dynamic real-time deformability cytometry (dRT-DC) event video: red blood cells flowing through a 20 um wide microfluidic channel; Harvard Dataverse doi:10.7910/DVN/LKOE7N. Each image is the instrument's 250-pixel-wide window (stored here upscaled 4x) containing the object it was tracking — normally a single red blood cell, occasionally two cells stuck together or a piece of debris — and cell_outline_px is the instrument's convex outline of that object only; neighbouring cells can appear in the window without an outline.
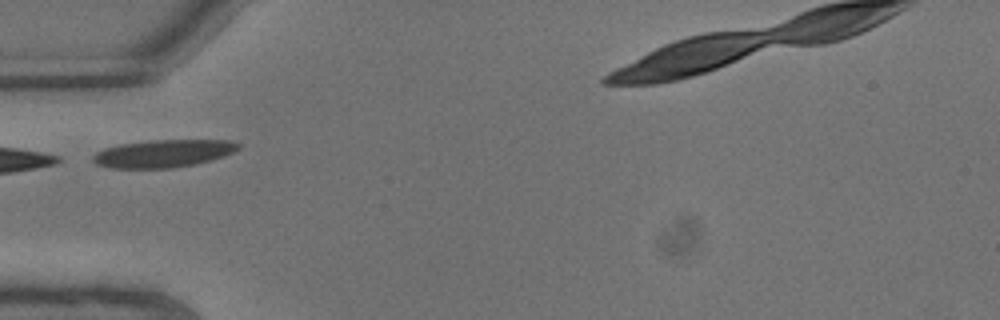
{"species": "common noctule bat (a hibernating species)", "species_latin": "Nyctalus noctula", "temperature_condition": "warm", "stored_images_in_passage": 5, "camera_frame_rate_fps": 3000, "um_per_image_px": 0.085, "animal": {"sex": "male", "body_mass_g": 13.3}, "frame": {"image": 1, "passage_image": 1, "time_ms": 0.0, "image_size_px": [1000, 320], "cell_outline_px": [[240, 148], [224, 156], [196, 164], [172, 168], [108, 168], [96, 164], [92, 160], [92, 156], [96, 152], [104, 148], [120, 144], [152, 140], [228, 140], [240, 144]], "centroid_in_image_um": [13.85, 13.05], "position_along_channel_um": 71.2, "area_um2": 23.47}}